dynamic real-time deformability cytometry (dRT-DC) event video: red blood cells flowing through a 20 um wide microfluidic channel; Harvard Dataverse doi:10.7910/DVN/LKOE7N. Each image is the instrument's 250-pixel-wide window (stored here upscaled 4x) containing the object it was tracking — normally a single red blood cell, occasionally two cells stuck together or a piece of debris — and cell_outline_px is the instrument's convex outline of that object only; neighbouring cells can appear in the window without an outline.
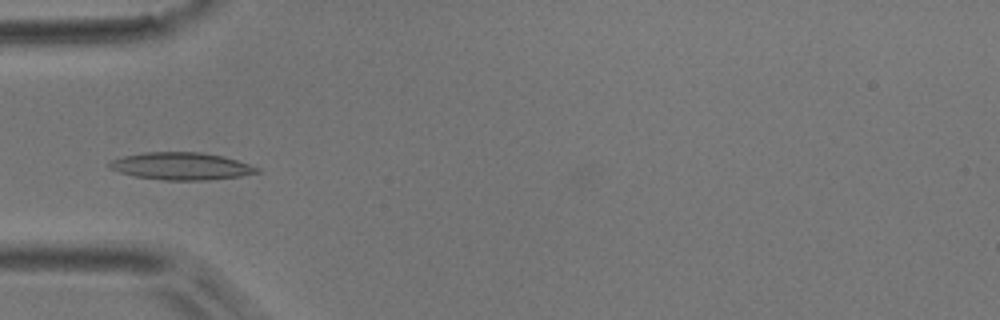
{"species": "common noctule bat (a hibernating species)", "species_latin": "Nyctalus noctula", "temperature_condition": "room temperature", "stored_images_in_passage": 36, "camera_frame_rate_fps": 3000, "um_per_image_px": 0.085, "animal": {"sex": "male", "body_mass_g": 17.9}, "frame": {"image": 1, "passage_image": 1, "time_ms": 0.0, "image_size_px": [1000, 320], "cell_outline_px": [[260, 172], [240, 176], [208, 180], [164, 180], [136, 176], [120, 172], [108, 168], [108, 164], [112, 160], [124, 156], [144, 152], [200, 152], [224, 156], [260, 168]], "centroid_in_image_um": [15.41, 14.12], "position_along_channel_um": 69.6, "area_um2": 23.41}}
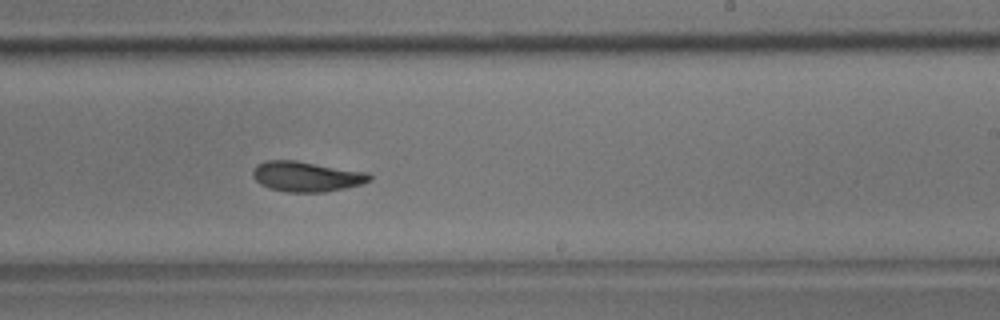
{"frame": {"image": 2, "passage_image": 16, "time_ms": 5.0, "image_size_px": [1000, 320], "cell_outline_px": [[372, 180], [360, 184], [344, 188], [324, 192], [288, 192], [268, 188], [260, 184], [252, 176], [252, 168], [256, 164], [264, 160], [296, 160], [368, 172], [372, 176]], "centroid_in_image_um": [26.02, 14.99], "position_along_channel_um": 263.0, "area_um2": 20.75}}
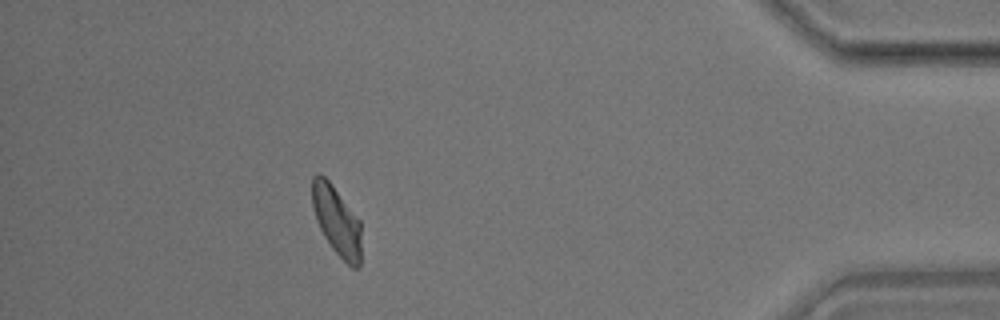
{"frame": {"image": 3, "passage_image": 31, "time_ms": 10.0, "image_size_px": [1000, 320], "cell_outline_px": [[360, 268], [352, 268], [332, 248], [324, 236], [316, 220], [312, 208], [312, 176], [316, 172], [320, 172], [332, 184], [360, 220]], "centroid_in_image_um": [28.6, 18.73], "position_along_channel_um": 406.6, "area_um2": 19.83}, "authors_computed_cell_mechanics": {"area_um2": 20.2878, "velocity_mm_per_s": 3.8649, "shape_relaxation_time_tau1_ms": 5.3489, "shape_relaxation_time_tau2_ms": 2.8538, "deformation_change_tau1": 0.165, "deformation_change_tau2": 0.0971}}